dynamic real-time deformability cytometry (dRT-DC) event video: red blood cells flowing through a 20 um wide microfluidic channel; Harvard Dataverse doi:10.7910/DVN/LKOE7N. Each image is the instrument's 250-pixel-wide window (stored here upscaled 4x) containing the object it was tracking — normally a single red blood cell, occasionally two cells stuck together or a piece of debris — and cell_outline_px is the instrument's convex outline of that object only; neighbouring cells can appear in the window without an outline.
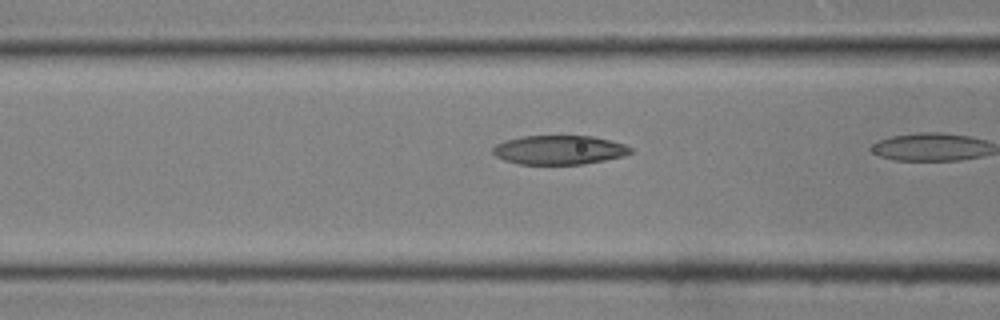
{"species": "common noctule bat (a hibernating species)", "species_latin": "Nyctalus noctula", "temperature_condition": "room temperature", "stored_images_in_passage": 6, "camera_frame_rate_fps": 3000, "um_per_image_px": 0.085, "animal": {"sex": "male", "body_mass_g": 19.0, "forearm_length_mm": 50.8}, "frame": {"image": 1, "passage_image": 5, "time_ms": 1.333, "image_size_px": [1000, 320], "cell_outline_px": [[632, 152], [624, 156], [584, 164], [520, 164], [504, 160], [496, 156], [492, 152], [492, 148], [496, 144], [504, 140], [524, 136], [592, 136], [624, 144], [632, 148]], "centroid_in_image_um": [47.51, 12.74], "position_along_channel_um": 119.1, "area_um2": 23.29}}